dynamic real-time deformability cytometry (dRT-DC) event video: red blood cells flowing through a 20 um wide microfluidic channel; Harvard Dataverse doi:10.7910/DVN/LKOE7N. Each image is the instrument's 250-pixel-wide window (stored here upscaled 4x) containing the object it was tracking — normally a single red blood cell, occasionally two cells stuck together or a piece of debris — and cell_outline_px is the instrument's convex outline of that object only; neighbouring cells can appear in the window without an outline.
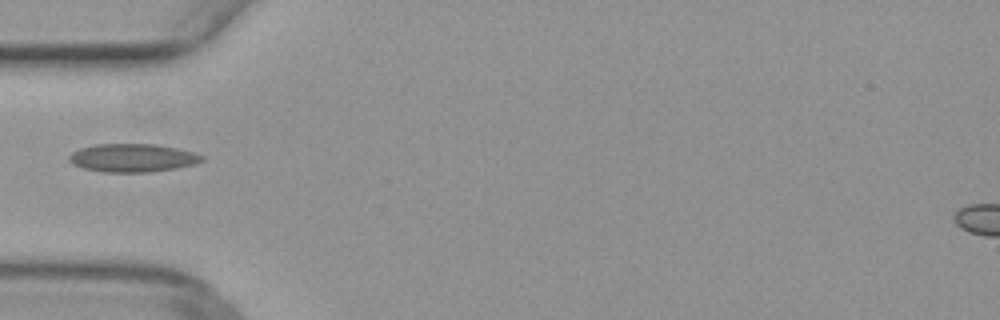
{"species": "common noctule bat (a hibernating species)", "species_latin": "Nyctalus noctula", "temperature_condition": "warm", "stored_images_in_passage": 34, "camera_frame_rate_fps": 3000, "um_per_image_px": 0.085, "animal": {"sex": "female", "body_mass_g": 29.2, "forearm_length_mm": 56.3}, "frame": {"image": 1, "passage_image": 1, "time_ms": 0.0, "image_size_px": [1000, 320], "cell_outline_px": [[204, 160], [196, 164], [176, 168], [148, 172], [104, 172], [84, 168], [72, 164], [68, 160], [68, 156], [72, 152], [80, 148], [96, 144], [156, 144], [176, 148], [192, 152], [204, 156]], "centroid_in_image_um": [11.26, 13.42], "position_along_channel_um": 73.7, "area_um2": 21.85}}
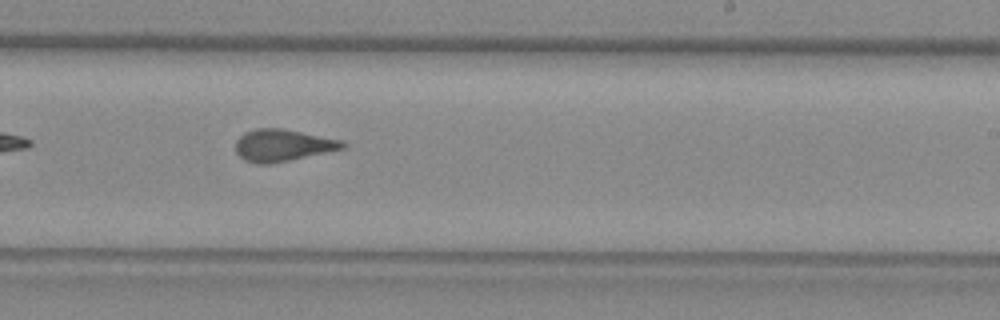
{"frame": {"image": 2, "passage_image": 15, "time_ms": 4.667, "image_size_px": [1000, 320], "cell_outline_px": [[344, 148], [288, 160], [268, 164], [256, 164], [244, 160], [236, 152], [236, 140], [244, 132], [256, 128], [280, 128], [340, 140], [344, 144]], "centroid_in_image_um": [23.94, 12.35], "position_along_channel_um": 265.1, "area_um2": 19.48}}
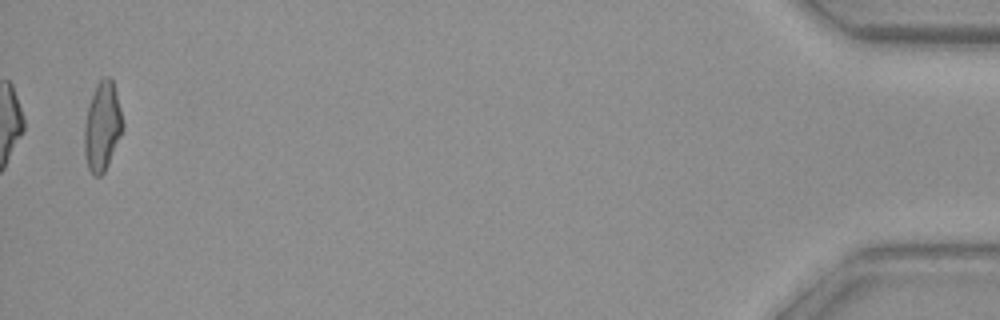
{"frame": {"image": 3, "passage_image": 34, "time_ms": 11.0, "image_size_px": [1000, 320], "cell_outline_px": [[124, 128], [108, 164], [104, 172], [100, 176], [92, 176], [88, 168], [84, 152], [84, 124], [88, 104], [96, 84], [104, 76], [108, 76], [112, 80], [124, 124]], "centroid_in_image_um": [8.67, 10.76], "position_along_channel_um": 426.5, "area_um2": 19.88}}